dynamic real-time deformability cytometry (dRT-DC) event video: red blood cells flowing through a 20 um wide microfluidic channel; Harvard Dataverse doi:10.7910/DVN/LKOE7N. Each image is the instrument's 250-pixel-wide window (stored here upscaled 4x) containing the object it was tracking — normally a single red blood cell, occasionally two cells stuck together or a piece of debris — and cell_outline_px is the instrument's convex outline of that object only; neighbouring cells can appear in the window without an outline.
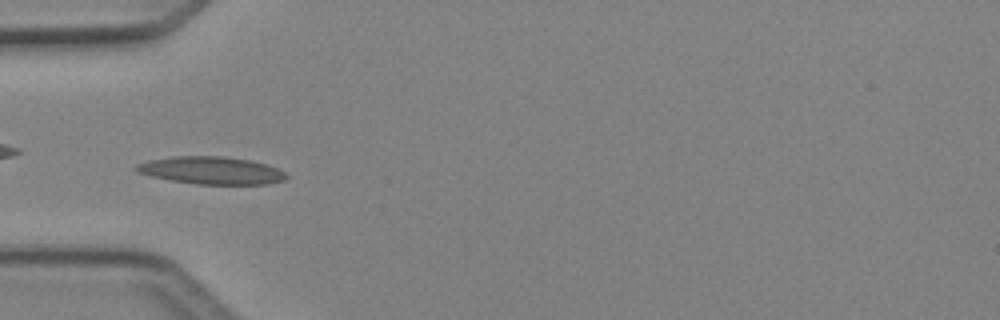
{"species": "Egyptian fruit bat (a non-hibernating species)", "species_latin": "Rousettus aegyptiacus", "temperature_condition": "cold", "stored_images_in_passage": 35, "camera_frame_rate_fps": 3000, "um_per_image_px": 0.085, "animal": {"sex": "female"}, "frame": {"image": 1, "passage_image": 2, "time_ms": 0.333, "image_size_px": [1000, 320], "cell_outline_px": [[288, 176], [284, 180], [268, 184], [196, 184], [172, 180], [152, 176], [136, 172], [132, 168], [136, 164], [148, 160], [176, 156], [220, 156], [248, 160], [264, 164], [276, 168], [284, 172]], "centroid_in_image_um": [17.91, 14.49], "position_along_channel_um": 67.1, "area_um2": 23.87}}
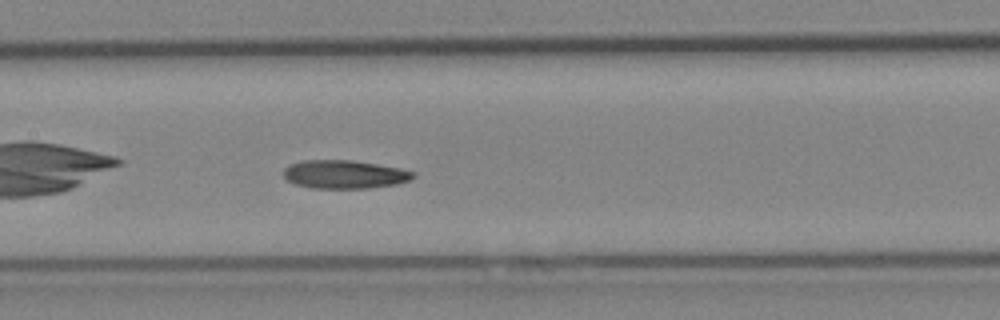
{"frame": {"image": 2, "passage_image": 10, "time_ms": 3.0, "image_size_px": [1000, 320], "cell_outline_px": [[416, 176], [408, 180], [396, 184], [368, 188], [312, 188], [296, 184], [288, 180], [284, 176], [284, 168], [288, 164], [304, 160], [352, 160], [400, 168], [416, 172]], "centroid_in_image_um": [29.28, 14.81], "position_along_channel_um": 178.1, "area_um2": 21.39}}
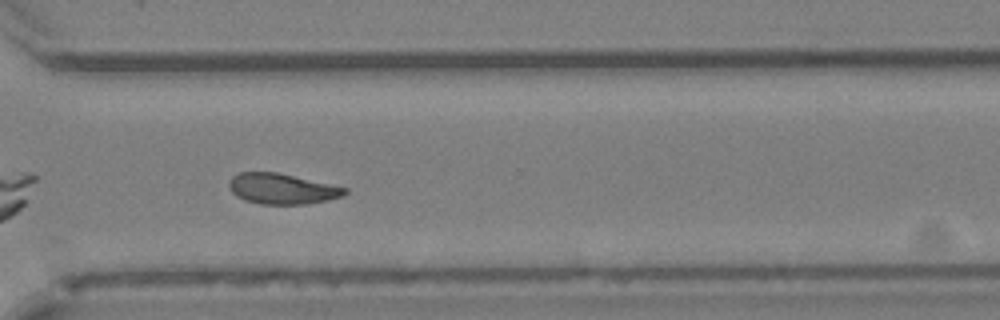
{"frame": {"image": 3, "passage_image": 22, "time_ms": 7.0, "image_size_px": [1000, 320], "cell_outline_px": [[348, 192], [344, 196], [328, 200], [308, 204], [260, 204], [244, 200], [236, 196], [232, 192], [228, 184], [232, 176], [240, 172], [276, 172], [348, 188]], "centroid_in_image_um": [23.98, 16.05], "position_along_channel_um": 346.6, "area_um2": 20.63}, "authors_computed_cell_mechanics": {"area_um2": 20.7502, "velocity_mm_per_s": 4.1979, "shape_relaxation_time_tau1_ms": 10.5698, "shape_relaxation_time_tau2_ms": 3.4554, "deformation_change_tau1": 0.2361, "deformation_change_tau2": 0.1017}}